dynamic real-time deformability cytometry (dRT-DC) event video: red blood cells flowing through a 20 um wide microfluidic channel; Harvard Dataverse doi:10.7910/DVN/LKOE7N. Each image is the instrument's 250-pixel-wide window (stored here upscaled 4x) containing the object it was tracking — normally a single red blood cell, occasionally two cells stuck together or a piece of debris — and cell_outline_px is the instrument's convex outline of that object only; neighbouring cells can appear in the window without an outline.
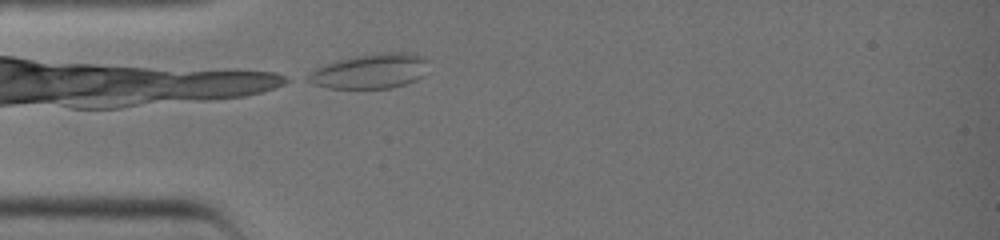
{"species": "common noctule bat (a hibernating species)", "species_latin": "Nyctalus noctula", "temperature_condition": "warm", "stored_images_in_passage": 24, "camera_frame_rate_fps": 3000, "um_per_image_px": 0.085, "animal": {"sex": "female", "body_mass_g": 19.0, "forearm_length_mm": 51.5}, "frame": {"image": 1, "passage_image": 1, "time_ms": 0.0, "image_size_px": [1000, 240], "cell_outline_px": [[428, 60], [424, 76], [416, 80], [392, 88], [328, 88], [312, 84], [304, 80], [300, 76], [316, 68], [336, 60], [352, 56], [380, 52], [416, 52], [424, 56]], "centroid_in_image_um": [31.43, 6.03], "position_along_channel_um": 53.6, "area_um2": 25.14}}
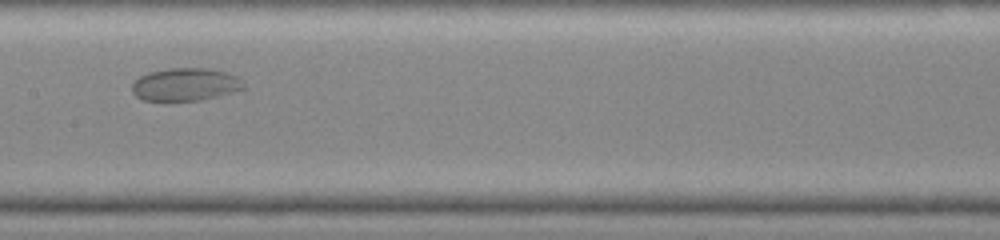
{"frame": {"image": 2, "passage_image": 10, "time_ms": 3.0, "image_size_px": [1000, 240], "cell_outline_px": [[244, 88], [232, 92], [200, 100], [144, 100], [136, 96], [132, 92], [132, 84], [140, 76], [148, 72], [168, 68], [212, 68], [236, 76], [244, 80]], "centroid_in_image_um": [15.76, 7.16], "position_along_channel_um": 191.6, "area_um2": 21.21}}
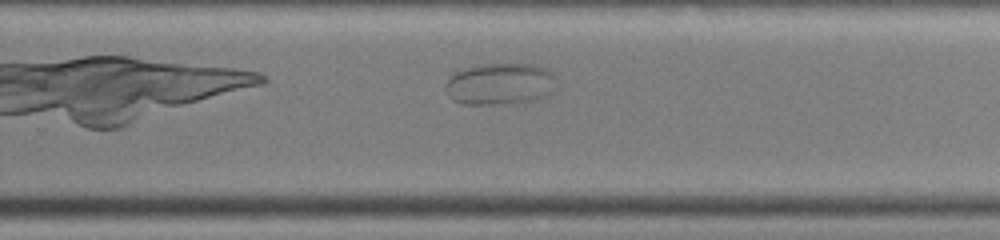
{"frame": {"image": 3, "passage_image": 16, "time_ms": 5.0, "image_size_px": [1000, 240], "cell_outline_px": [[556, 92], [548, 96], [532, 100], [512, 104], [460, 104], [452, 100], [448, 96], [444, 88], [444, 84], [456, 72], [468, 68], [484, 64], [532, 64], [544, 68], [552, 72], [556, 88]], "centroid_in_image_um": [42.52, 7.16], "position_along_channel_um": 287.3, "area_um2": 27.22}}